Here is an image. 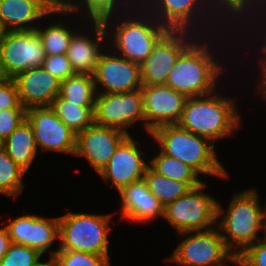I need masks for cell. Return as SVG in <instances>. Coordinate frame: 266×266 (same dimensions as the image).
I'll use <instances>...</instances> for the list:
<instances>
[{"mask_svg": "<svg viewBox=\"0 0 266 266\" xmlns=\"http://www.w3.org/2000/svg\"><path fill=\"white\" fill-rule=\"evenodd\" d=\"M259 15V16H258ZM261 17V18H260ZM263 17V18H262ZM257 18V19H256ZM266 13H263V14H251V15H248L247 17H245L242 21H240L241 23H239L240 24V26H243V27H240V30L243 28V29H246L245 30V32L247 31V30H249L248 29V27L246 26L247 25V23L250 25L249 27H251V26H255V24L256 25H260L261 23V25L260 26H262V25H264L263 23H266L265 21H266ZM250 19H251V21H250ZM259 19V20H258ZM262 19V20H261ZM263 19H264V22H261V21H263ZM254 20V21H253ZM255 20H258V21H255ZM243 22V23H242ZM250 22H252L251 24H250ZM256 22V23H255ZM258 22V23H257ZM261 22V23H260ZM243 24V25H242ZM244 26H245V28H244ZM260 26L259 27H257V29H256V31H258V32H260V33H257L255 30H253L254 32V34L256 33L257 34V36L258 35H260L262 32H266V26L264 27V26H262L261 27V29H263V30H261V29H259L260 28ZM247 27V28H246ZM259 29V30H258ZM261 30V31H260ZM263 33L262 35H264V36H258V37H261L262 38V45H260V46H262V47H260V46H258V48L257 49H255V50H259L260 52H258V54L260 53V56L261 57H259L260 59L258 60V64L259 65H266V33ZM263 38H265V39H263ZM263 53V54H262Z\"/></svg>", "mask_w": 266, "mask_h": 266, "instance_id": "cell-38", "label": "cell"}, {"mask_svg": "<svg viewBox=\"0 0 266 266\" xmlns=\"http://www.w3.org/2000/svg\"><path fill=\"white\" fill-rule=\"evenodd\" d=\"M149 166L158 174L188 183L192 188L204 182L193 168L176 158L163 154L160 150L152 159H149Z\"/></svg>", "mask_w": 266, "mask_h": 266, "instance_id": "cell-27", "label": "cell"}, {"mask_svg": "<svg viewBox=\"0 0 266 266\" xmlns=\"http://www.w3.org/2000/svg\"><path fill=\"white\" fill-rule=\"evenodd\" d=\"M139 3L168 30H186L197 35H216L219 33L217 28H225L226 34L232 33V29L236 34L240 32L236 26L233 28L227 17L225 0H139Z\"/></svg>", "mask_w": 266, "mask_h": 266, "instance_id": "cell-2", "label": "cell"}, {"mask_svg": "<svg viewBox=\"0 0 266 266\" xmlns=\"http://www.w3.org/2000/svg\"><path fill=\"white\" fill-rule=\"evenodd\" d=\"M3 147V140L0 138V149Z\"/></svg>", "mask_w": 266, "mask_h": 266, "instance_id": "cell-45", "label": "cell"}, {"mask_svg": "<svg viewBox=\"0 0 266 266\" xmlns=\"http://www.w3.org/2000/svg\"><path fill=\"white\" fill-rule=\"evenodd\" d=\"M103 24L109 48L117 55L140 65L151 54L157 41L168 31L140 3L127 13L105 19Z\"/></svg>", "mask_w": 266, "mask_h": 266, "instance_id": "cell-3", "label": "cell"}, {"mask_svg": "<svg viewBox=\"0 0 266 266\" xmlns=\"http://www.w3.org/2000/svg\"><path fill=\"white\" fill-rule=\"evenodd\" d=\"M6 32H7V30L4 28V26L0 20V40L4 37Z\"/></svg>", "mask_w": 266, "mask_h": 266, "instance_id": "cell-44", "label": "cell"}, {"mask_svg": "<svg viewBox=\"0 0 266 266\" xmlns=\"http://www.w3.org/2000/svg\"><path fill=\"white\" fill-rule=\"evenodd\" d=\"M212 35H210L211 37H209V34L199 35L179 55L165 85L187 98L204 96L217 90L215 87L219 83L218 79L223 77L221 74H224L226 68L222 63L220 64L221 61L218 59L220 56L214 52L217 49L213 48L214 42L219 44V39L213 35L214 38L216 37L214 39ZM211 38L212 40H210Z\"/></svg>", "mask_w": 266, "mask_h": 266, "instance_id": "cell-1", "label": "cell"}, {"mask_svg": "<svg viewBox=\"0 0 266 266\" xmlns=\"http://www.w3.org/2000/svg\"><path fill=\"white\" fill-rule=\"evenodd\" d=\"M265 11L266 0H226L227 17L237 28L240 27L238 23L248 15L263 14Z\"/></svg>", "mask_w": 266, "mask_h": 266, "instance_id": "cell-33", "label": "cell"}, {"mask_svg": "<svg viewBox=\"0 0 266 266\" xmlns=\"http://www.w3.org/2000/svg\"><path fill=\"white\" fill-rule=\"evenodd\" d=\"M259 197L255 188H248L233 195L227 210L217 203L216 226L235 257L262 238L259 232L266 234V207L262 208Z\"/></svg>", "mask_w": 266, "mask_h": 266, "instance_id": "cell-4", "label": "cell"}, {"mask_svg": "<svg viewBox=\"0 0 266 266\" xmlns=\"http://www.w3.org/2000/svg\"><path fill=\"white\" fill-rule=\"evenodd\" d=\"M266 266V234L247 247L233 263V266Z\"/></svg>", "mask_w": 266, "mask_h": 266, "instance_id": "cell-34", "label": "cell"}, {"mask_svg": "<svg viewBox=\"0 0 266 266\" xmlns=\"http://www.w3.org/2000/svg\"><path fill=\"white\" fill-rule=\"evenodd\" d=\"M27 172L21 168L8 154L4 147L0 149V194L14 201L24 190L23 178Z\"/></svg>", "mask_w": 266, "mask_h": 266, "instance_id": "cell-30", "label": "cell"}, {"mask_svg": "<svg viewBox=\"0 0 266 266\" xmlns=\"http://www.w3.org/2000/svg\"><path fill=\"white\" fill-rule=\"evenodd\" d=\"M127 136L122 130L93 123L76 134L74 156L85 157L96 173H99Z\"/></svg>", "mask_w": 266, "mask_h": 266, "instance_id": "cell-17", "label": "cell"}, {"mask_svg": "<svg viewBox=\"0 0 266 266\" xmlns=\"http://www.w3.org/2000/svg\"><path fill=\"white\" fill-rule=\"evenodd\" d=\"M233 99L234 97L218 96L217 91L204 96L189 97L178 125L208 138L214 144L229 138L242 125Z\"/></svg>", "mask_w": 266, "mask_h": 266, "instance_id": "cell-5", "label": "cell"}, {"mask_svg": "<svg viewBox=\"0 0 266 266\" xmlns=\"http://www.w3.org/2000/svg\"><path fill=\"white\" fill-rule=\"evenodd\" d=\"M59 119L76 134L94 123V107H79L59 95L50 106Z\"/></svg>", "mask_w": 266, "mask_h": 266, "instance_id": "cell-28", "label": "cell"}, {"mask_svg": "<svg viewBox=\"0 0 266 266\" xmlns=\"http://www.w3.org/2000/svg\"><path fill=\"white\" fill-rule=\"evenodd\" d=\"M46 54L36 30L7 31L0 40V61L7 78L42 67Z\"/></svg>", "mask_w": 266, "mask_h": 266, "instance_id": "cell-11", "label": "cell"}, {"mask_svg": "<svg viewBox=\"0 0 266 266\" xmlns=\"http://www.w3.org/2000/svg\"><path fill=\"white\" fill-rule=\"evenodd\" d=\"M186 30H168L140 65L143 85H165L179 55L198 37Z\"/></svg>", "mask_w": 266, "mask_h": 266, "instance_id": "cell-12", "label": "cell"}, {"mask_svg": "<svg viewBox=\"0 0 266 266\" xmlns=\"http://www.w3.org/2000/svg\"><path fill=\"white\" fill-rule=\"evenodd\" d=\"M21 105L28 110L32 107L51 106L59 95L61 80L45 68H29L13 78Z\"/></svg>", "mask_w": 266, "mask_h": 266, "instance_id": "cell-20", "label": "cell"}, {"mask_svg": "<svg viewBox=\"0 0 266 266\" xmlns=\"http://www.w3.org/2000/svg\"><path fill=\"white\" fill-rule=\"evenodd\" d=\"M5 226L12 243L36 249L42 255L59 240V218L20 215Z\"/></svg>", "mask_w": 266, "mask_h": 266, "instance_id": "cell-18", "label": "cell"}, {"mask_svg": "<svg viewBox=\"0 0 266 266\" xmlns=\"http://www.w3.org/2000/svg\"><path fill=\"white\" fill-rule=\"evenodd\" d=\"M112 214H89L68 212L59 216V243L51 250H72L109 256L108 236L112 227L109 224ZM109 233V234H108Z\"/></svg>", "mask_w": 266, "mask_h": 266, "instance_id": "cell-7", "label": "cell"}, {"mask_svg": "<svg viewBox=\"0 0 266 266\" xmlns=\"http://www.w3.org/2000/svg\"><path fill=\"white\" fill-rule=\"evenodd\" d=\"M59 96L79 107H94L97 96L94 77L75 74L61 81Z\"/></svg>", "mask_w": 266, "mask_h": 266, "instance_id": "cell-25", "label": "cell"}, {"mask_svg": "<svg viewBox=\"0 0 266 266\" xmlns=\"http://www.w3.org/2000/svg\"><path fill=\"white\" fill-rule=\"evenodd\" d=\"M94 123L112 127L131 135L127 128H132L137 121L143 122V95L141 88L124 93H97L94 104Z\"/></svg>", "mask_w": 266, "mask_h": 266, "instance_id": "cell-10", "label": "cell"}, {"mask_svg": "<svg viewBox=\"0 0 266 266\" xmlns=\"http://www.w3.org/2000/svg\"><path fill=\"white\" fill-rule=\"evenodd\" d=\"M11 244H12V241L8 235L6 227L1 226L0 227V260L6 254Z\"/></svg>", "mask_w": 266, "mask_h": 266, "instance_id": "cell-40", "label": "cell"}, {"mask_svg": "<svg viewBox=\"0 0 266 266\" xmlns=\"http://www.w3.org/2000/svg\"><path fill=\"white\" fill-rule=\"evenodd\" d=\"M206 183L190 189L164 207V219L175 233L202 231L216 226L217 199L204 193Z\"/></svg>", "mask_w": 266, "mask_h": 266, "instance_id": "cell-8", "label": "cell"}, {"mask_svg": "<svg viewBox=\"0 0 266 266\" xmlns=\"http://www.w3.org/2000/svg\"><path fill=\"white\" fill-rule=\"evenodd\" d=\"M184 237L164 261L179 266H230L236 257L226 248L216 226L202 231L184 232Z\"/></svg>", "mask_w": 266, "mask_h": 266, "instance_id": "cell-9", "label": "cell"}, {"mask_svg": "<svg viewBox=\"0 0 266 266\" xmlns=\"http://www.w3.org/2000/svg\"><path fill=\"white\" fill-rule=\"evenodd\" d=\"M86 23L91 25L92 28L89 32H91V35L93 34V37L90 33H87L88 36L84 34L87 32L85 29L81 32L76 31L70 40L67 57L75 74L93 76L99 57L104 51L103 49L109 47L107 44L108 38L103 22L90 21L89 23V21H86Z\"/></svg>", "mask_w": 266, "mask_h": 266, "instance_id": "cell-19", "label": "cell"}, {"mask_svg": "<svg viewBox=\"0 0 266 266\" xmlns=\"http://www.w3.org/2000/svg\"><path fill=\"white\" fill-rule=\"evenodd\" d=\"M163 154L176 158L193 168L199 175L228 178L227 169L217 159L215 144L178 124L157 127L149 134Z\"/></svg>", "mask_w": 266, "mask_h": 266, "instance_id": "cell-6", "label": "cell"}, {"mask_svg": "<svg viewBox=\"0 0 266 266\" xmlns=\"http://www.w3.org/2000/svg\"><path fill=\"white\" fill-rule=\"evenodd\" d=\"M60 266H112L109 256L72 250H56L53 256Z\"/></svg>", "mask_w": 266, "mask_h": 266, "instance_id": "cell-31", "label": "cell"}, {"mask_svg": "<svg viewBox=\"0 0 266 266\" xmlns=\"http://www.w3.org/2000/svg\"><path fill=\"white\" fill-rule=\"evenodd\" d=\"M7 154L26 172L31 168L38 149L31 124L23 121L4 141Z\"/></svg>", "mask_w": 266, "mask_h": 266, "instance_id": "cell-24", "label": "cell"}, {"mask_svg": "<svg viewBox=\"0 0 266 266\" xmlns=\"http://www.w3.org/2000/svg\"><path fill=\"white\" fill-rule=\"evenodd\" d=\"M259 70L258 71H261L259 72L260 76H259V79H257L258 82V86L256 87L258 89V94H262L261 96L266 100V65H260L259 66Z\"/></svg>", "mask_w": 266, "mask_h": 266, "instance_id": "cell-41", "label": "cell"}, {"mask_svg": "<svg viewBox=\"0 0 266 266\" xmlns=\"http://www.w3.org/2000/svg\"><path fill=\"white\" fill-rule=\"evenodd\" d=\"M42 254L36 249L22 244L12 243L0 260V266H37Z\"/></svg>", "mask_w": 266, "mask_h": 266, "instance_id": "cell-32", "label": "cell"}, {"mask_svg": "<svg viewBox=\"0 0 266 266\" xmlns=\"http://www.w3.org/2000/svg\"><path fill=\"white\" fill-rule=\"evenodd\" d=\"M25 109L20 102L14 79L7 78L0 83V110Z\"/></svg>", "mask_w": 266, "mask_h": 266, "instance_id": "cell-37", "label": "cell"}, {"mask_svg": "<svg viewBox=\"0 0 266 266\" xmlns=\"http://www.w3.org/2000/svg\"><path fill=\"white\" fill-rule=\"evenodd\" d=\"M7 79L4 71H3V68H2V64H1V61H0V83H2L3 81H5Z\"/></svg>", "mask_w": 266, "mask_h": 266, "instance_id": "cell-43", "label": "cell"}, {"mask_svg": "<svg viewBox=\"0 0 266 266\" xmlns=\"http://www.w3.org/2000/svg\"><path fill=\"white\" fill-rule=\"evenodd\" d=\"M121 219L131 223L146 224L158 217L163 219L164 206L148 190L147 184L140 181L124 186L119 192Z\"/></svg>", "mask_w": 266, "mask_h": 266, "instance_id": "cell-21", "label": "cell"}, {"mask_svg": "<svg viewBox=\"0 0 266 266\" xmlns=\"http://www.w3.org/2000/svg\"><path fill=\"white\" fill-rule=\"evenodd\" d=\"M26 119L31 124L37 149L74 156L76 133L67 127L50 106L32 107Z\"/></svg>", "mask_w": 266, "mask_h": 266, "instance_id": "cell-13", "label": "cell"}, {"mask_svg": "<svg viewBox=\"0 0 266 266\" xmlns=\"http://www.w3.org/2000/svg\"><path fill=\"white\" fill-rule=\"evenodd\" d=\"M68 11L79 14L90 21L103 22L105 19L121 15L135 9L139 0H68ZM74 1V2H73ZM131 8V9H130ZM84 9V10H83ZM123 11V12H122ZM85 12V13H84ZM84 13V15H83Z\"/></svg>", "mask_w": 266, "mask_h": 266, "instance_id": "cell-23", "label": "cell"}, {"mask_svg": "<svg viewBox=\"0 0 266 266\" xmlns=\"http://www.w3.org/2000/svg\"><path fill=\"white\" fill-rule=\"evenodd\" d=\"M143 180L147 184L148 190L164 207L168 203L174 202L181 196H184L190 189H192L188 183L160 175L150 166L146 168Z\"/></svg>", "mask_w": 266, "mask_h": 266, "instance_id": "cell-26", "label": "cell"}, {"mask_svg": "<svg viewBox=\"0 0 266 266\" xmlns=\"http://www.w3.org/2000/svg\"><path fill=\"white\" fill-rule=\"evenodd\" d=\"M143 111L145 131L149 134L157 127L178 124L187 97L167 85H143Z\"/></svg>", "mask_w": 266, "mask_h": 266, "instance_id": "cell-15", "label": "cell"}, {"mask_svg": "<svg viewBox=\"0 0 266 266\" xmlns=\"http://www.w3.org/2000/svg\"><path fill=\"white\" fill-rule=\"evenodd\" d=\"M61 21L50 23L41 27L38 23L36 32L41 37V42L46 55L67 54V49L72 35L77 31ZM69 26V27H68ZM46 27V28H45Z\"/></svg>", "mask_w": 266, "mask_h": 266, "instance_id": "cell-29", "label": "cell"}, {"mask_svg": "<svg viewBox=\"0 0 266 266\" xmlns=\"http://www.w3.org/2000/svg\"><path fill=\"white\" fill-rule=\"evenodd\" d=\"M26 109L0 110V138L4 141L26 119Z\"/></svg>", "mask_w": 266, "mask_h": 266, "instance_id": "cell-36", "label": "cell"}, {"mask_svg": "<svg viewBox=\"0 0 266 266\" xmlns=\"http://www.w3.org/2000/svg\"><path fill=\"white\" fill-rule=\"evenodd\" d=\"M50 14L36 0H0V20L7 31L35 30Z\"/></svg>", "mask_w": 266, "mask_h": 266, "instance_id": "cell-22", "label": "cell"}, {"mask_svg": "<svg viewBox=\"0 0 266 266\" xmlns=\"http://www.w3.org/2000/svg\"><path fill=\"white\" fill-rule=\"evenodd\" d=\"M138 142L128 135L116 148L108 164L98 173L111 188L119 192L124 186L143 179L149 161H146ZM111 181V182H110Z\"/></svg>", "mask_w": 266, "mask_h": 266, "instance_id": "cell-16", "label": "cell"}, {"mask_svg": "<svg viewBox=\"0 0 266 266\" xmlns=\"http://www.w3.org/2000/svg\"><path fill=\"white\" fill-rule=\"evenodd\" d=\"M45 262L41 261L37 266H60L54 257H48Z\"/></svg>", "mask_w": 266, "mask_h": 266, "instance_id": "cell-42", "label": "cell"}, {"mask_svg": "<svg viewBox=\"0 0 266 266\" xmlns=\"http://www.w3.org/2000/svg\"><path fill=\"white\" fill-rule=\"evenodd\" d=\"M105 49L93 75L97 93H124L140 89L143 86L140 64L117 55L110 48Z\"/></svg>", "mask_w": 266, "mask_h": 266, "instance_id": "cell-14", "label": "cell"}, {"mask_svg": "<svg viewBox=\"0 0 266 266\" xmlns=\"http://www.w3.org/2000/svg\"><path fill=\"white\" fill-rule=\"evenodd\" d=\"M40 3L50 14H57L60 16H69L68 0H36Z\"/></svg>", "mask_w": 266, "mask_h": 266, "instance_id": "cell-39", "label": "cell"}, {"mask_svg": "<svg viewBox=\"0 0 266 266\" xmlns=\"http://www.w3.org/2000/svg\"><path fill=\"white\" fill-rule=\"evenodd\" d=\"M43 68L61 81L75 75L67 54L46 55Z\"/></svg>", "mask_w": 266, "mask_h": 266, "instance_id": "cell-35", "label": "cell"}]
</instances>
